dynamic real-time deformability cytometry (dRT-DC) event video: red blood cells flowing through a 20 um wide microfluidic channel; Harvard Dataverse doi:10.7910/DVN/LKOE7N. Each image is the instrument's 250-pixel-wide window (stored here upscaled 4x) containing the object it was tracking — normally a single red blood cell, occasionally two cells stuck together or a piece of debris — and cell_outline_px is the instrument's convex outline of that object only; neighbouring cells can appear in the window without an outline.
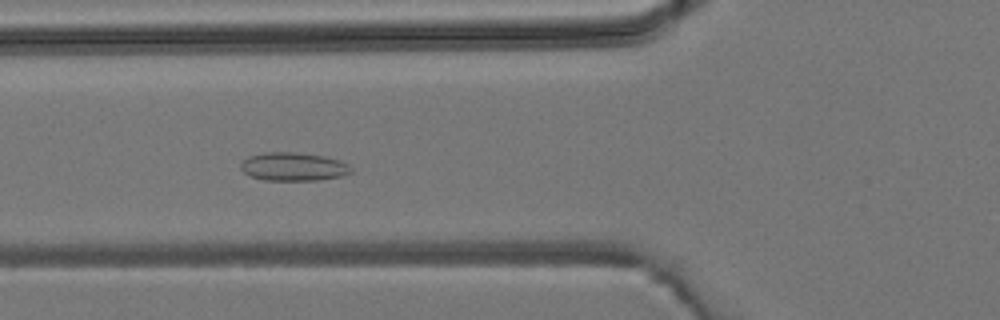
{"species": "common noctule bat (a hibernating species)", "species_latin": "Nyctalus noctula", "temperature_condition": "room temperature", "stored_images_in_passage": 6, "camera_frame_rate_fps": 3000, "um_per_image_px": 0.085, "animal": {"sex": "male", "body_mass_g": 19.2, "forearm_length_mm": 51.8}, "frame": {"image": 1, "passage_image": 4, "time_ms": 4.333, "image_size_px": [1000, 320], "cell_outline_px": [[352, 172], [340, 176], [316, 180], [264, 180], [252, 176], [244, 172], [240, 168], [240, 164], [248, 156], [264, 152], [296, 152], [324, 156], [340, 160], [348, 164], [352, 168]], "centroid_in_image_um": [24.94, 14.15], "position_along_channel_um": 100.9, "area_um2": 18.21}}
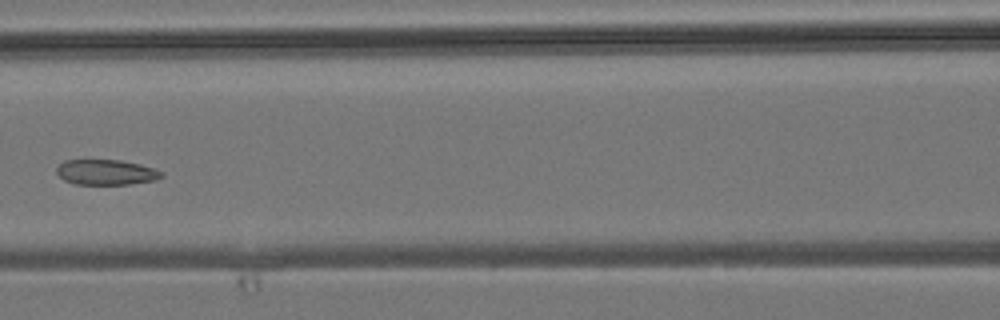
{"frame": {"image": 2, "passage_image": 5, "time_ms": 5.667, "image_size_px": [1000, 320], "cell_outline_px": [[164, 176], [156, 180], [128, 184], [76, 184], [64, 180], [56, 172], [56, 168], [64, 160], [120, 160], [140, 164], [164, 172]], "centroid_in_image_um": [9.03, 14.64], "position_along_channel_um": 157.6, "area_um2": 15.43}}
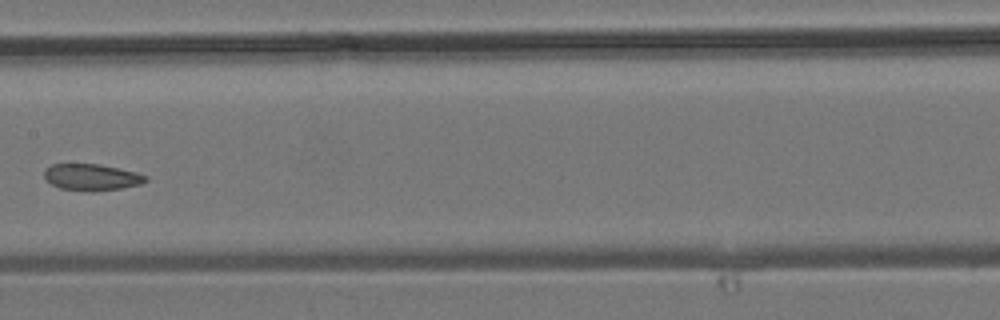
{"frame": {"image": 3, "passage_image": 6, "time_ms": 6.667, "image_size_px": [1000, 320], "cell_outline_px": [[148, 180], [140, 184], [120, 188], [92, 192], [60, 188], [52, 184], [44, 176], [44, 168], [52, 164], [100, 164], [136, 172], [148, 176]], "centroid_in_image_um": [7.79, 15.06], "position_along_channel_um": 199.6, "area_um2": 15.66}}